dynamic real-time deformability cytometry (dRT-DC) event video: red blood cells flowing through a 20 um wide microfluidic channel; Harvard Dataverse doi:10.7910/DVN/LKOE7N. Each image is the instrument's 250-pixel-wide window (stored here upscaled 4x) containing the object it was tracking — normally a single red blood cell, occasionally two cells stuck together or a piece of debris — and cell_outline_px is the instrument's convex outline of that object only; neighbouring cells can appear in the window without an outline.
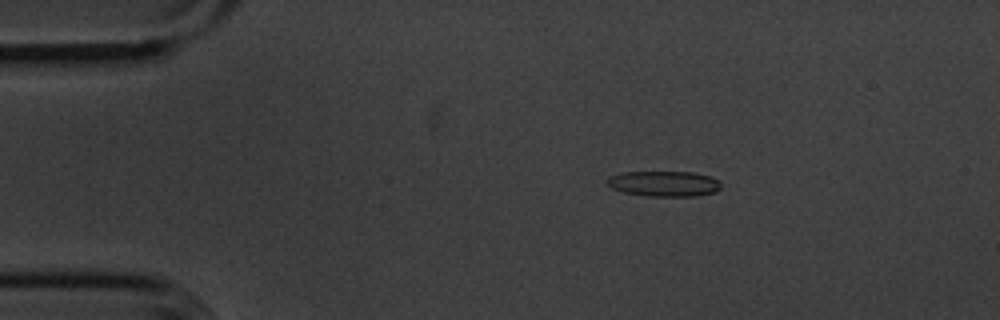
{"species": "common noctule bat (a hibernating species)", "species_latin": "Nyctalus noctula", "temperature_condition": "cold", "stored_images_in_passage": 46, "camera_frame_rate_fps": 3000, "um_per_image_px": 0.085, "animal": {"sex": "male", "body_mass_g": 20.1, "forearm_length_mm": 53.5}, "frame": {"image": 1, "passage_image": 1, "time_ms": 0.0, "image_size_px": [1000, 320], "cell_outline_px": [[720, 188], [716, 192], [696, 196], [648, 196], [624, 192], [612, 188], [604, 180], [608, 176], [624, 172], [692, 172], [712, 176], [720, 180]], "centroid_in_image_um": [56.46, 15.61], "position_along_channel_um": 28.5, "area_um2": 17.05}}
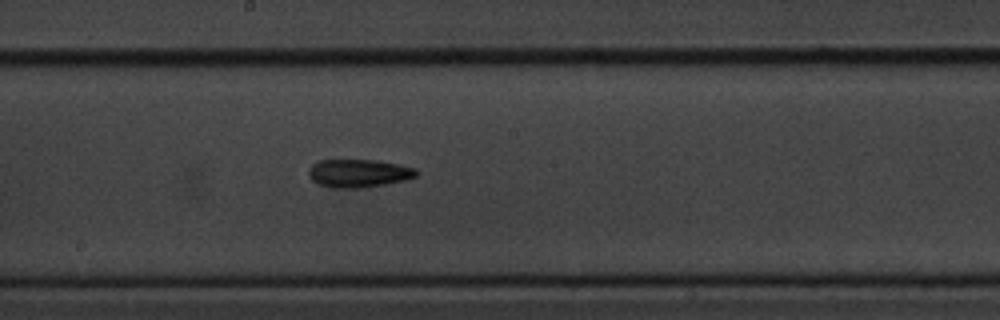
{"frame": {"image": 2, "passage_image": 21, "time_ms": 6.667, "image_size_px": [1000, 320], "cell_outline_px": [[420, 172], [416, 176], [404, 180], [384, 184], [356, 188], [332, 188], [320, 184], [312, 180], [308, 176], [308, 168], [312, 164], [320, 160], [376, 160], [416, 168]], "centroid_in_image_um": [30.46, 14.72], "position_along_channel_um": 217.7, "area_um2": 17.57}}
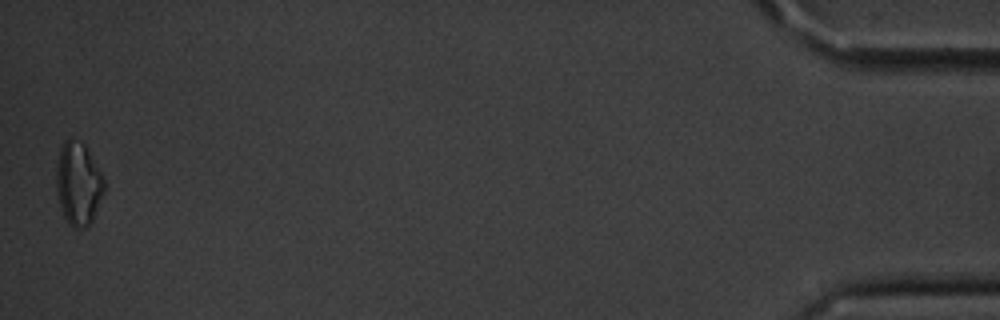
{"frame": {"image": 3, "passage_image": 46, "time_ms": 15.0, "image_size_px": [1000, 320], "cell_outline_px": [[104, 192], [92, 220], [84, 228], [72, 228], [68, 224], [64, 216], [60, 204], [56, 188], [56, 164], [60, 144], [64, 140], [72, 136], [84, 144], [100, 172], [104, 180]], "centroid_in_image_um": [6.62, 15.58], "position_along_channel_um": 428.6, "area_um2": 23.18}, "authors_computed_cell_mechanics": {"area_um2": 16.8776, "velocity_mm_per_s": 3.625, "shape_relaxation_time_tau1_ms": 4.4855, "shape_relaxation_time_tau2_ms": null, "deformation_change_tau1": 0.1603, "deformation_change_tau2": null}}